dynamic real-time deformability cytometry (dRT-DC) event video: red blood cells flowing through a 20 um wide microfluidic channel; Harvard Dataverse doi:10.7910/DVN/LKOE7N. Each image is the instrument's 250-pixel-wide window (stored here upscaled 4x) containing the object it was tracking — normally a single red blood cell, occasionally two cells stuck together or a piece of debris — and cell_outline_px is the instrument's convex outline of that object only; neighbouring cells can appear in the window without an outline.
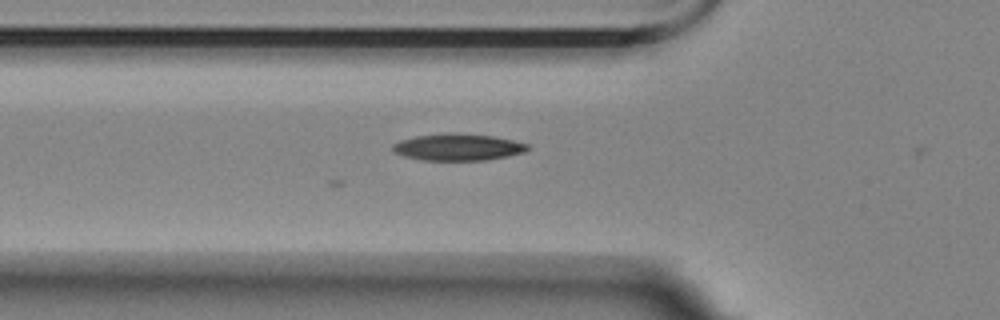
{"species": "Egyptian fruit bat (a non-hibernating species)", "species_latin": "Rousettus aegyptiacus", "temperature_condition": "room temperature", "stored_images_in_passage": 44, "camera_frame_rate_fps": 3000, "um_per_image_px": 0.085, "animal": {"sex": "female"}, "frame": {"image": 1, "passage_image": 6, "time_ms": 1.667, "image_size_px": [1000, 320], "cell_outline_px": [[528, 148], [524, 152], [508, 156], [488, 160], [420, 160], [404, 156], [396, 152], [392, 148], [392, 144], [400, 140], [416, 136], [448, 132], [492, 136], [512, 140], [528, 144]], "centroid_in_image_um": [38.91, 12.5], "position_along_channel_um": 86.9, "area_um2": 20.98}}
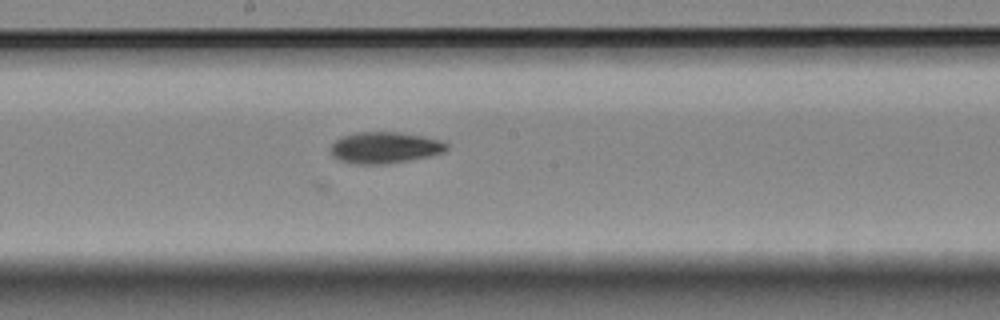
{"frame": {"image": 2, "passage_image": 17, "time_ms": 5.333, "image_size_px": [1000, 320], "cell_outline_px": [[448, 148], [444, 152], [428, 156], [408, 160], [380, 164], [356, 164], [340, 160], [332, 156], [332, 144], [340, 136], [356, 132], [396, 132], [420, 136], [440, 140], [448, 144]], "centroid_in_image_um": [32.68, 12.54], "position_along_channel_um": 215.5, "area_um2": 20.92}}
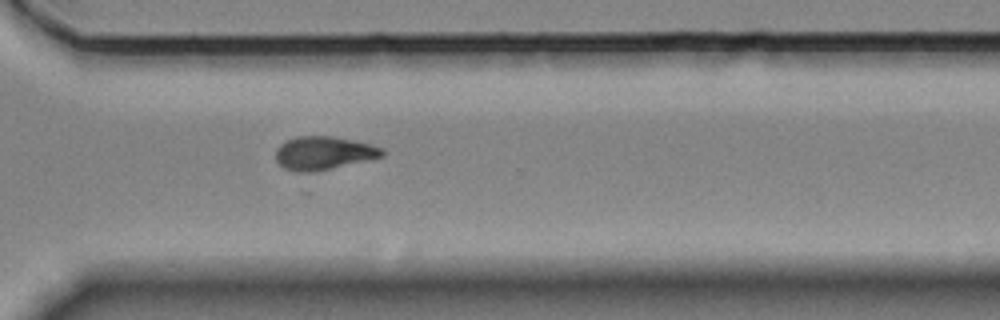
{"frame": {"image": 3, "passage_image": 28, "time_ms": 9.0, "image_size_px": [1000, 320], "cell_outline_px": [[384, 156], [308, 176], [304, 176], [284, 168], [276, 160], [276, 148], [280, 144], [296, 136], [332, 136], [352, 140], [384, 148]], "centroid_in_image_um": [27.48, 13.08], "position_along_channel_um": 343.1, "area_um2": 21.56}}